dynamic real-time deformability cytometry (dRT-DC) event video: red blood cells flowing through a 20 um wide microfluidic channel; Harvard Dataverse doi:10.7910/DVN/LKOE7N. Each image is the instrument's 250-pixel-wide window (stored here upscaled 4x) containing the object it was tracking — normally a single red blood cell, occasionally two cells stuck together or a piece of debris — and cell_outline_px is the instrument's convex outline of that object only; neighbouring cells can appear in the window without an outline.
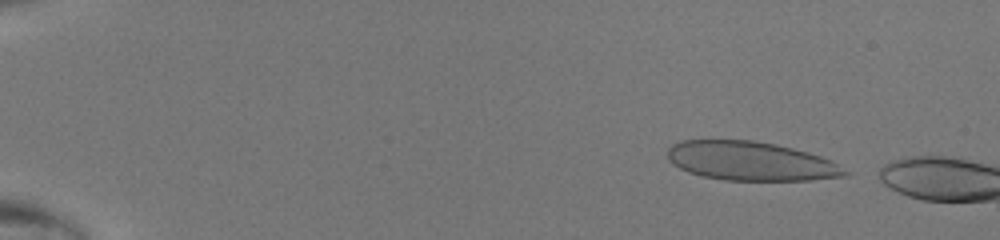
{"species": "human", "species_latin": "Homo sapiens", "temperature_condition": "room temperature", "stored_images_in_passage": 44, "camera_frame_rate_fps": 3000, "um_per_image_px": 0.085, "donor": {"sex": "male"}, "frame": {"image": 1, "passage_image": 3, "time_ms": 0.667, "image_size_px": [1000, 240], "cell_outline_px": [[848, 176], [808, 180], [724, 180], [704, 176], [688, 172], [680, 168], [668, 160], [668, 148], [672, 144], [680, 140], [752, 140], [776, 144], [808, 152], [820, 156], [836, 164], [848, 172]], "centroid_in_image_um": [63.77, 13.69], "position_along_channel_um": 21.2, "area_um2": 40.06}}
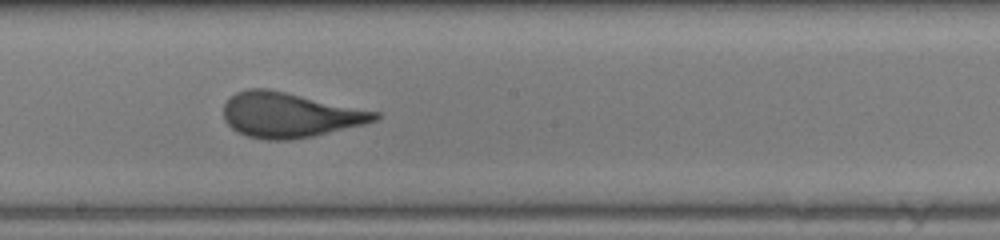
{"frame": {"image": 2, "passage_image": 26, "time_ms": 8.333, "image_size_px": [1000, 240], "cell_outline_px": [[380, 116], [376, 120], [364, 124], [312, 136], [288, 140], [268, 140], [248, 136], [236, 132], [224, 120], [224, 104], [236, 92], [248, 88], [268, 88], [380, 112]], "centroid_in_image_um": [24.6, 9.76], "position_along_channel_um": 223.6, "area_um2": 39.54}}
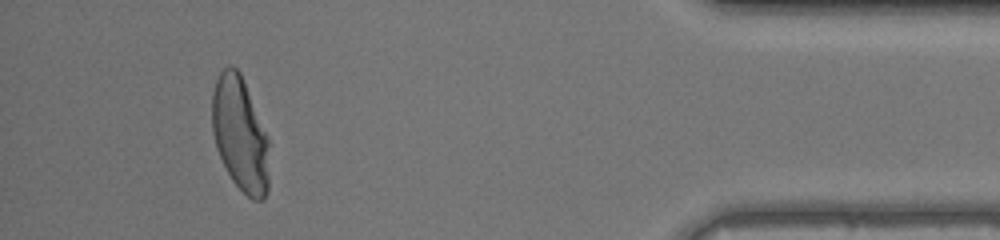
{"frame": {"image": 3, "passage_image": 42, "time_ms": 13.667, "image_size_px": [1000, 240], "cell_outline_px": [[268, 192], [264, 200], [252, 200], [232, 180], [216, 148], [212, 128], [212, 92], [216, 80], [220, 72], [228, 64], [232, 64], [240, 72], [268, 140]], "centroid_in_image_um": [20.39, 11.41], "position_along_channel_um": 414.8, "area_um2": 37.57}}